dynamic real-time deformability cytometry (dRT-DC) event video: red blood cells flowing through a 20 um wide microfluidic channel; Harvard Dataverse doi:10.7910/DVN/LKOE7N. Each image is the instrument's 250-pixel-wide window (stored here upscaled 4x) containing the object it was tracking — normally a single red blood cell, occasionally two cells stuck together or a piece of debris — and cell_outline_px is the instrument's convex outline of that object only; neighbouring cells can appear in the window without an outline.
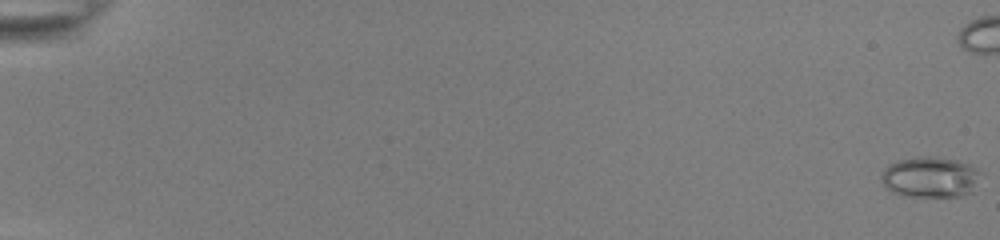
{"species": "common noctule bat (a hibernating species)", "species_latin": "Nyctalus noctula", "temperature_condition": "room temperature", "stored_images_in_passage": 46, "camera_frame_rate_fps": 3000, "um_per_image_px": 0.085, "animal": {"sex": "female", "body_mass_g": 22.0, "forearm_length_mm": 56.7}, "frame": {"image": 1, "passage_image": 1, "time_ms": 0.0, "image_size_px": [1000, 240], "cell_outline_px": [[984, 172], [972, 192], [960, 196], [904, 196], [892, 192], [884, 184], [880, 176], [884, 168], [888, 164], [900, 160], [956, 160], [968, 164]], "centroid_in_image_um": [79.11, 15.12], "position_along_channel_um": 5.9, "area_um2": 22.77}}
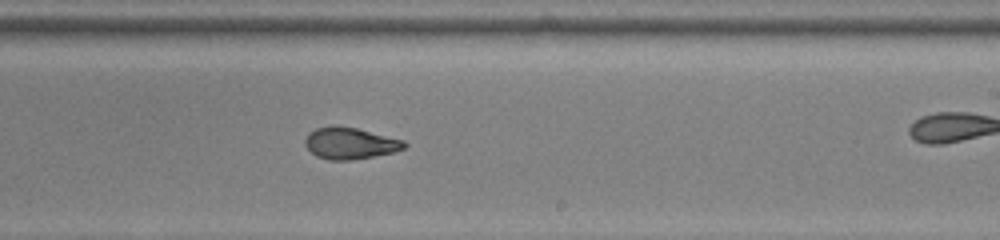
{"frame": {"image": 2, "passage_image": 36, "time_ms": 11.667, "image_size_px": [1000, 240], "cell_outline_px": [[408, 144], [404, 148], [392, 152], [372, 156], [348, 160], [328, 160], [316, 156], [304, 144], [304, 140], [308, 132], [316, 128], [332, 124], [336, 124], [356, 128], [404, 140]], "centroid_in_image_um": [29.71, 12.15], "position_along_channel_um": 259.3, "area_um2": 18.32}}
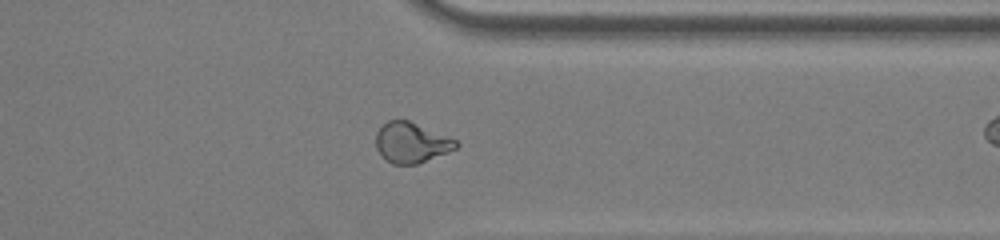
{"frame": {"image": 3, "passage_image": 45, "time_ms": 14.667, "image_size_px": [1000, 240], "cell_outline_px": [[460, 144], [456, 148], [448, 152], [416, 164], [392, 164], [384, 160], [376, 148], [376, 132], [388, 120], [408, 120], [456, 140]], "centroid_in_image_um": [34.93, 12.13], "position_along_channel_um": 376.5, "area_um2": 18.67}}